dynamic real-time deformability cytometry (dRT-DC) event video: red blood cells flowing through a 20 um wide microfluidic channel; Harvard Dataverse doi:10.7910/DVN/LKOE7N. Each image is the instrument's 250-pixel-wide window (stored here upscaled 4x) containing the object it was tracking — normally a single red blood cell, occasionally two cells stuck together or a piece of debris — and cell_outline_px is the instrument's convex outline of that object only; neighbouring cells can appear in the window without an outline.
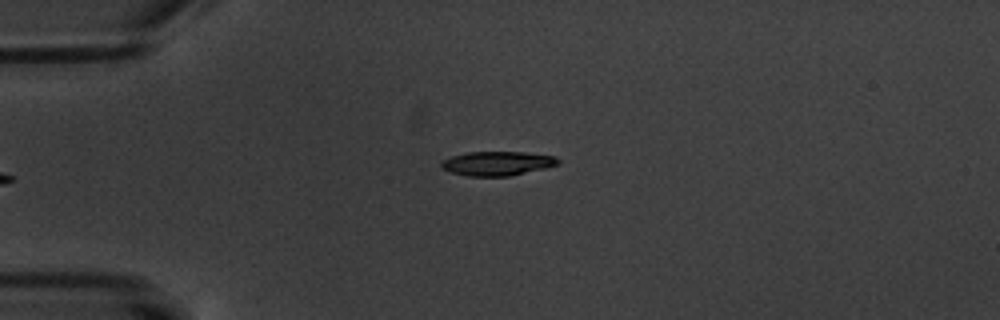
{"species": "common noctule bat (a hibernating species)", "species_latin": "Nyctalus noctula", "temperature_condition": "warm", "stored_images_in_passage": 5, "camera_frame_rate_fps": 3000, "um_per_image_px": 0.085, "animal": {"sex": "male", "body_mass_g": 20.1, "forearm_length_mm": 53.5}, "frame": {"image": 1, "passage_image": 5, "time_ms": 4.667, "image_size_px": [1000, 320], "cell_outline_px": [[560, 164], [544, 168], [508, 176], [468, 176], [452, 172], [440, 168], [440, 164], [444, 160], [452, 156], [468, 152], [524, 152], [556, 156], [560, 160]], "centroid_in_image_um": [42.28, 13.88], "position_along_channel_um": 42.7, "area_um2": 16.36}}